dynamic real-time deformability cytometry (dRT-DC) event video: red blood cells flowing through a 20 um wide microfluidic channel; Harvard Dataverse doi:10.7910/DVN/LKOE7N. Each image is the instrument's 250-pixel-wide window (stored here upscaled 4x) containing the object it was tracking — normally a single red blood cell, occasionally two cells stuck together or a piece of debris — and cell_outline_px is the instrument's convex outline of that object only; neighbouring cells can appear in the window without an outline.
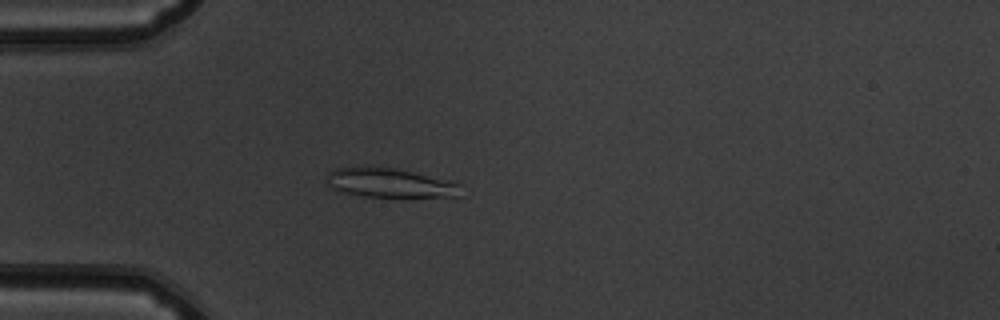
{"species": "common noctule bat (a hibernating species)", "species_latin": "Nyctalus noctula", "temperature_condition": "warm", "stored_images_in_passage": 52, "camera_frame_rate_fps": 3000, "um_per_image_px": 0.085, "animal": {"sex": "male", "body_mass_g": 19.5, "forearm_length_mm": 54.6}, "frame": {"image": 1, "passage_image": 15, "time_ms": 4.667, "image_size_px": [1000, 320], "cell_outline_px": [[460, 196], [364, 196], [344, 192], [332, 188], [328, 184], [328, 172], [336, 168], [396, 168], [452, 180], [460, 184]], "centroid_in_image_um": [33.19, 15.54], "position_along_channel_um": 51.8, "area_um2": 22.25}}
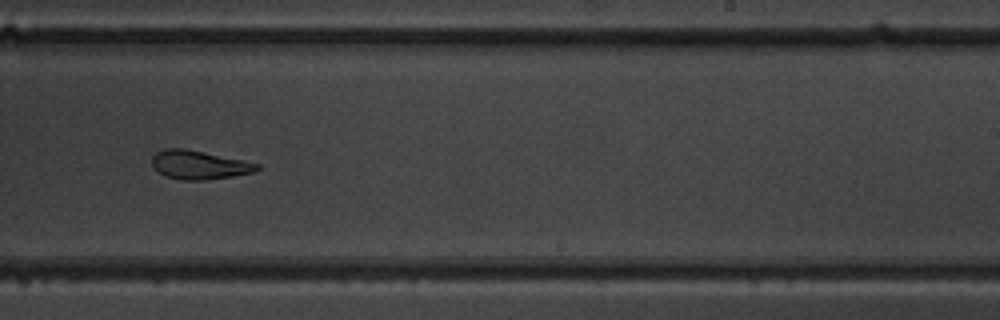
{"frame": {"image": 2, "passage_image": 33, "time_ms": 10.667, "image_size_px": [1000, 320], "cell_outline_px": [[260, 168], [256, 172], [208, 180], [180, 180], [164, 176], [152, 168], [152, 156], [156, 152], [164, 148], [184, 148], [244, 160], [260, 164]], "centroid_in_image_um": [16.91, 14.02], "position_along_channel_um": 272.1, "area_um2": 17.86}}
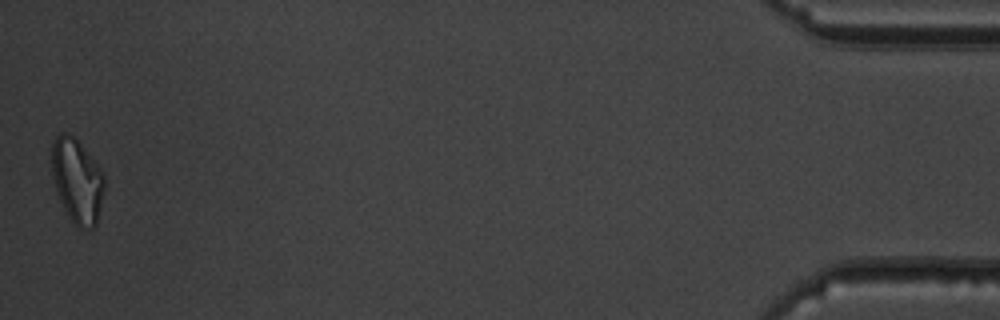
{"frame": {"image": 3, "passage_image": 52, "time_ms": 17.0, "image_size_px": [1000, 320], "cell_outline_px": [[104, 192], [96, 224], [88, 232], [76, 228], [64, 208], [60, 200], [52, 176], [52, 144], [56, 136], [60, 132], [64, 132], [72, 136], [80, 144], [100, 168], [104, 176]], "centroid_in_image_um": [6.56, 15.42], "position_along_channel_um": 428.6, "area_um2": 25.72}, "authors_computed_cell_mechanics": {"area_um2": 20.6346, "velocity_mm_per_s": 3.8673, "shape_relaxation_time_tau1_ms": null, "shape_relaxation_time_tau2_ms": 4.3353, "deformation_change_tau1": null, "deformation_change_tau2": 0.1025}}